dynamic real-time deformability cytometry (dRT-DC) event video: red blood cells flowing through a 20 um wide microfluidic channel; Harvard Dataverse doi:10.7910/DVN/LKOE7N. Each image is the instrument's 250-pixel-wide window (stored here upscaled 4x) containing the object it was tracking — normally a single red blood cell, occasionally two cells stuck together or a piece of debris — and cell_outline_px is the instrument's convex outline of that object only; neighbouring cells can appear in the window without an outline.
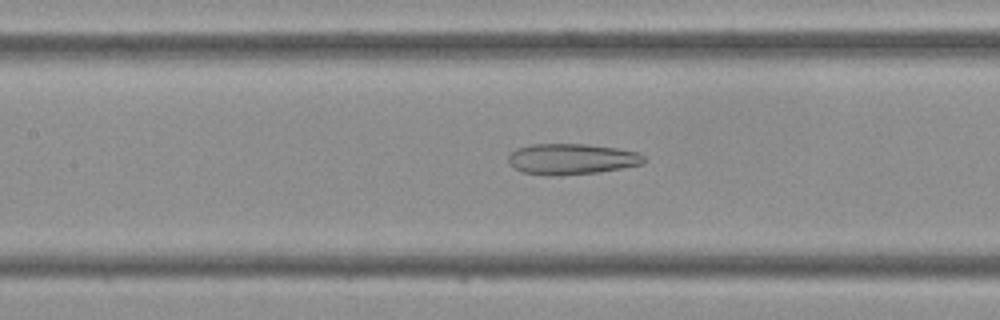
{"species": "Egyptian fruit bat (a non-hibernating species)", "species_latin": "Rousettus aegyptiacus", "temperature_condition": "cold", "stored_images_in_passage": 44, "camera_frame_rate_fps": 3000, "um_per_image_px": 0.085, "frame": {"image": 1, "passage_image": 19, "time_ms": 6.0, "image_size_px": [1000, 320], "cell_outline_px": [[648, 160], [644, 164], [600, 172], [556, 176], [544, 176], [520, 172], [512, 168], [508, 164], [508, 156], [516, 148], [532, 144], [588, 144], [616, 148], [640, 152]], "centroid_in_image_um": [48.58, 13.53], "position_along_channel_um": 158.8, "area_um2": 24.97}}
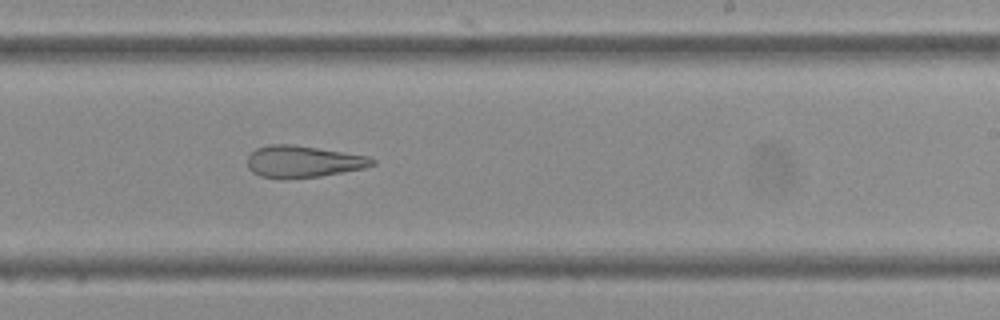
{"frame": {"image": 2, "passage_image": 26, "time_ms": 8.333, "image_size_px": [1000, 320], "cell_outline_px": [[376, 164], [364, 168], [320, 176], [260, 176], [252, 172], [248, 168], [248, 156], [256, 148], [268, 144], [292, 144], [368, 156], [376, 160]], "centroid_in_image_um": [25.79, 13.69], "position_along_channel_um": 263.2, "area_um2": 22.43}}
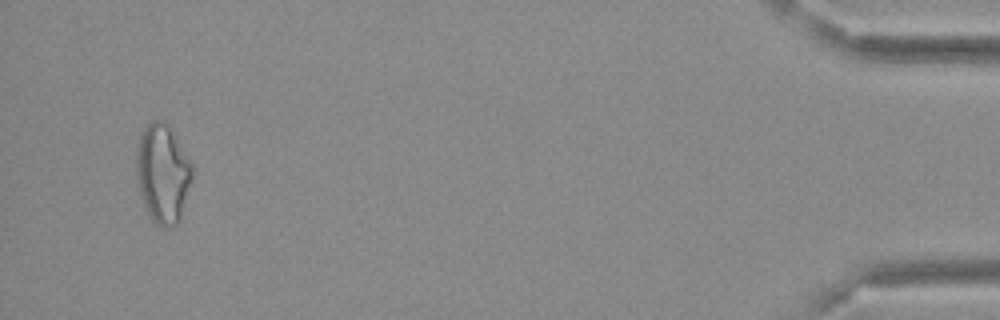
{"frame": {"image": 3, "passage_image": 42, "time_ms": 13.667, "image_size_px": [1000, 320], "cell_outline_px": [[196, 168], [180, 220], [176, 224], [164, 228], [156, 224], [152, 220], [144, 204], [140, 192], [136, 172], [136, 152], [140, 132], [152, 120], [164, 120], [168, 124], [192, 160]], "centroid_in_image_um": [13.87, 14.71], "position_along_channel_um": 421.3, "area_um2": 32.83}}